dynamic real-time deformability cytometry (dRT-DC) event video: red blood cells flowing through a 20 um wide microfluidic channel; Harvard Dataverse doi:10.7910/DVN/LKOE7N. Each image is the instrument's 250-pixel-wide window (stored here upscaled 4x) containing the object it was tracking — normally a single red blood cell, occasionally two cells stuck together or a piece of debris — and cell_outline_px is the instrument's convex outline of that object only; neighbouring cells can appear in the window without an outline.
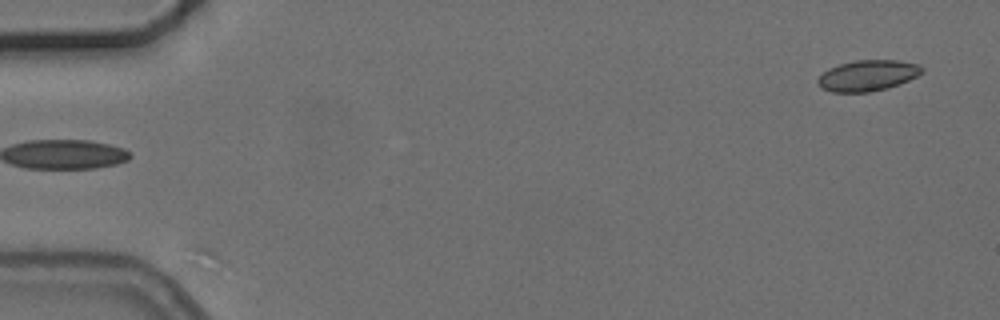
{"species": "common noctule bat (a hibernating species)", "species_latin": "Nyctalus noctula", "temperature_condition": "cold", "stored_images_in_passage": 3, "segment_of_instrument_passage": [2, 2], "camera_frame_rate_fps": 3000, "um_per_image_px": 0.085, "animal": {"sex": "female", "body_mass_g": 24.6, "forearm_length_mm": 56.2}, "frame": {"image": 1, "passage_image": 3, "time_ms": 3.333, "image_size_px": [1000, 320], "cell_outline_px": [[924, 72], [900, 84], [888, 88], [868, 92], [832, 92], [820, 88], [816, 80], [828, 68], [840, 64], [856, 60], [896, 60], [920, 64], [924, 68]], "centroid_in_image_um": [73.76, 6.42], "position_along_channel_um": 11.2, "area_um2": 18.84}}